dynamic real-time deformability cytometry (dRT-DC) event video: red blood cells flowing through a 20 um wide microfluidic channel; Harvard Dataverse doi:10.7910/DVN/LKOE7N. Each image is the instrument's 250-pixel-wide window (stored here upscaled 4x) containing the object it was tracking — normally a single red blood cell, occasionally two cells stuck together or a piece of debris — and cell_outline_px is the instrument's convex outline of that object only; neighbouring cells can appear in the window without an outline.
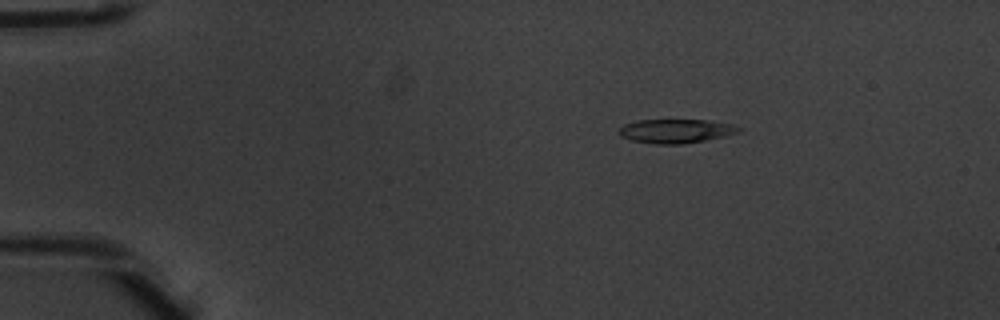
{"species": "common noctule bat (a hibernating species)", "species_latin": "Nyctalus noctula", "temperature_condition": "warm", "stored_images_in_passage": 3, "segment_of_instrument_passage": [1, 2], "camera_frame_rate_fps": 3000, "um_per_image_px": 0.085, "animal": {"sex": "male", "body_mass_g": 20.1, "forearm_length_mm": 53.5}, "frame": {"image": 1, "passage_image": 1, "time_ms": 0.0, "image_size_px": [1000, 320], "cell_outline_px": [[744, 128], [740, 132], [724, 136], [704, 140], [680, 144], [656, 144], [632, 140], [620, 136], [620, 128], [624, 124], [636, 120], [708, 120], [732, 124]], "centroid_in_image_um": [57.48, 11.13], "position_along_channel_um": 27.5, "area_um2": 16.65}}